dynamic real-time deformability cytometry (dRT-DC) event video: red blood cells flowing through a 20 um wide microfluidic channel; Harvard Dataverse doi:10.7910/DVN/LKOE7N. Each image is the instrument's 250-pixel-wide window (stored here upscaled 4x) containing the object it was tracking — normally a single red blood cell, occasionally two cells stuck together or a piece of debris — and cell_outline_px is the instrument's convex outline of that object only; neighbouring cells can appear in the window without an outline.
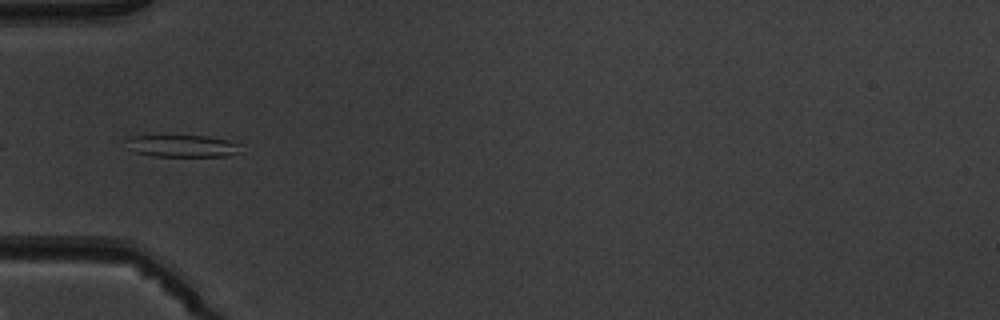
{"species": "common noctule bat (a hibernating species)", "species_latin": "Nyctalus noctula", "temperature_condition": "warm", "stored_images_in_passage": 6, "camera_frame_rate_fps": 3000, "um_per_image_px": 0.085, "animal": {"sex": "male", "body_mass_g": 19.5, "forearm_length_mm": 54.6}, "frame": {"image": 1, "passage_image": 5, "time_ms": 4.667, "image_size_px": [1000, 320], "cell_outline_px": [[240, 152], [228, 156], [152, 156], [136, 152], [128, 148], [124, 140], [132, 136], [204, 136], [228, 140], [240, 144]], "centroid_in_image_um": [15.49, 12.41], "position_along_channel_um": 69.5, "area_um2": 14.68}}
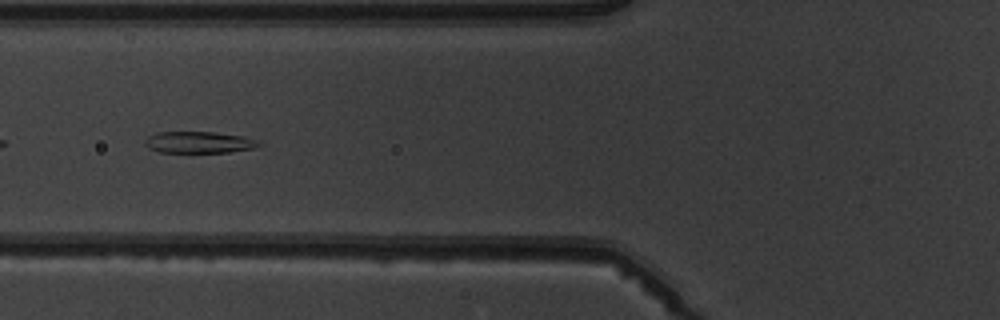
{"frame": {"image": 2, "passage_image": 6, "time_ms": 5.667, "image_size_px": [1000, 320], "cell_outline_px": [[264, 144], [252, 148], [228, 152], [160, 152], [148, 148], [144, 144], [144, 140], [148, 136], [156, 132], [212, 132], [244, 136], [260, 140]], "centroid_in_image_um": [16.92, 12.09], "position_along_channel_um": 108.9, "area_um2": 14.39}}